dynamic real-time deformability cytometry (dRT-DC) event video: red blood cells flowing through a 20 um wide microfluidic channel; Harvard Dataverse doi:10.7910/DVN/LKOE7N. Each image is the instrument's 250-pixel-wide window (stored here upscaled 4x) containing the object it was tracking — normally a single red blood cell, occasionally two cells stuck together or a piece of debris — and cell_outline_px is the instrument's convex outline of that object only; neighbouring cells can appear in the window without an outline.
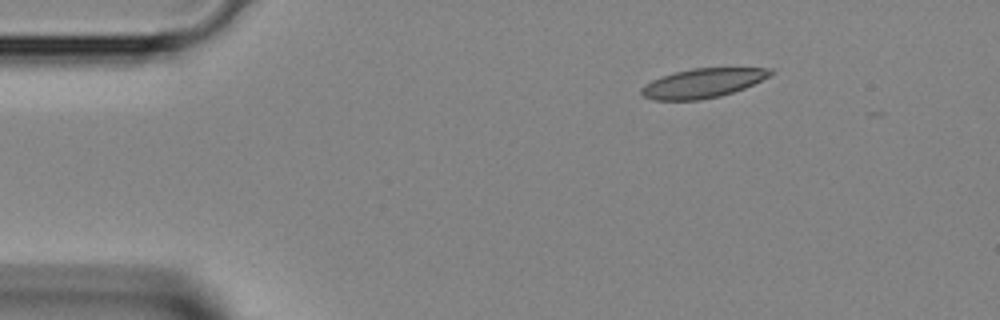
{"species": "Egyptian fruit bat (a non-hibernating species)", "species_latin": "Rousettus aegyptiacus", "temperature_condition": "room temperature", "stored_images_in_passage": 24, "camera_frame_rate_fps": 3000, "um_per_image_px": 0.085, "animal": {"sex": "female"}, "frame": {"image": 1, "passage_image": 1, "time_ms": 0.0, "image_size_px": [1000, 320], "cell_outline_px": [[776, 72], [744, 88], [720, 96], [700, 100], [652, 100], [644, 96], [640, 92], [640, 88], [644, 84], [660, 76], [672, 72], [692, 68], [772, 68]], "centroid_in_image_um": [59.68, 7.06], "position_along_channel_um": 25.3, "area_um2": 22.08}}
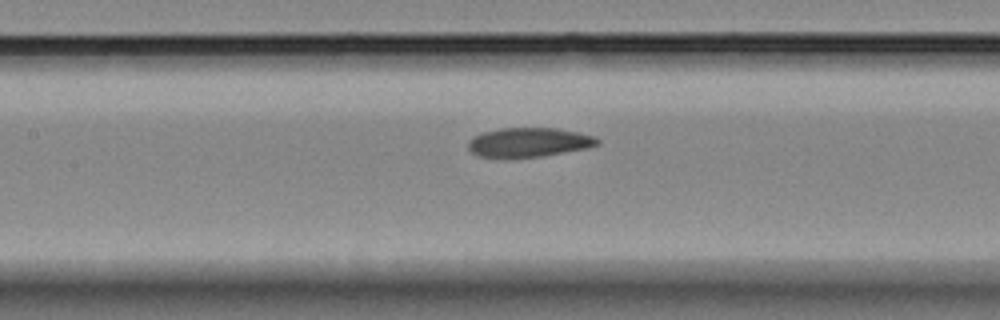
{"frame": {"image": 2, "passage_image": 14, "time_ms": 4.333, "image_size_px": [1000, 320], "cell_outline_px": [[600, 144], [584, 148], [540, 156], [504, 160], [476, 156], [468, 148], [468, 140], [472, 136], [484, 132], [500, 128], [556, 128], [596, 136], [600, 140]], "centroid_in_image_um": [44.86, 12.12], "position_along_channel_um": 162.5, "area_um2": 22.48}}
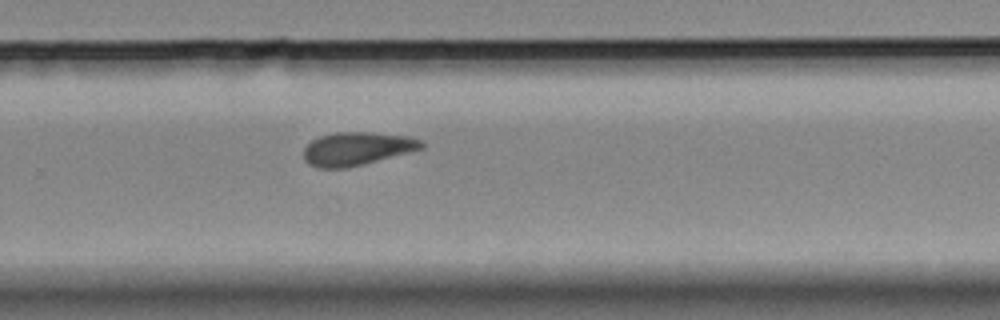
{"frame": {"image": 3, "passage_image": 23, "time_ms": 7.333, "image_size_px": [1000, 320], "cell_outline_px": [[424, 148], [364, 164], [344, 168], [316, 168], [308, 164], [304, 160], [304, 148], [312, 140], [320, 136], [332, 132], [372, 132], [408, 136], [420, 140], [424, 144]], "centroid_in_image_um": [30.31, 12.64], "position_along_channel_um": 299.5, "area_um2": 22.89}}